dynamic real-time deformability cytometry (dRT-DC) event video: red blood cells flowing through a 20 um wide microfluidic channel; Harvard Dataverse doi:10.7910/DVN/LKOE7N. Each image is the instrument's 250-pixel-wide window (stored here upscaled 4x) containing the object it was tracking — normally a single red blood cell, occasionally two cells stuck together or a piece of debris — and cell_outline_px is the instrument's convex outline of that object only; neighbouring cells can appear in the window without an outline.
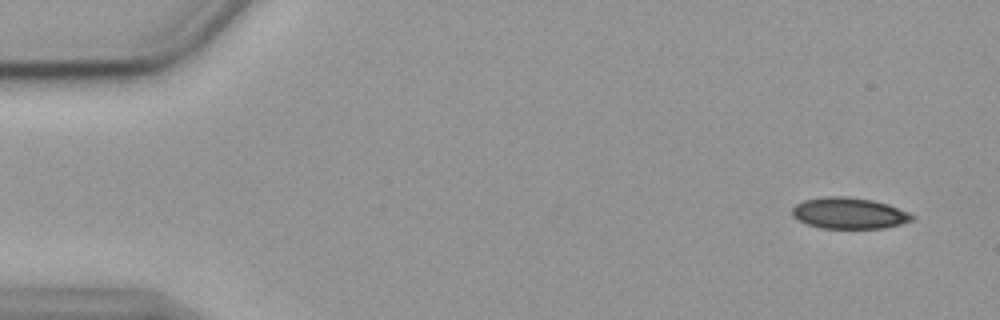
{"species": "common noctule bat (a hibernating species)", "species_latin": "Nyctalus noctula", "temperature_condition": "cold", "stored_images_in_passage": 53, "camera_frame_rate_fps": 3000, "um_per_image_px": 0.085, "animal": {"sex": "female", "body_mass_g": 19.9}, "frame": {"image": 1, "passage_image": 1, "time_ms": 0.0, "image_size_px": [1000, 320], "cell_outline_px": [[916, 216], [912, 220], [900, 224], [884, 228], [820, 228], [808, 224], [792, 216], [792, 208], [796, 204], [804, 200], [824, 196], [844, 196], [872, 200], [888, 204], [908, 212]], "centroid_in_image_um": [72.17, 18.12], "position_along_channel_um": 12.8, "area_um2": 21.73}}
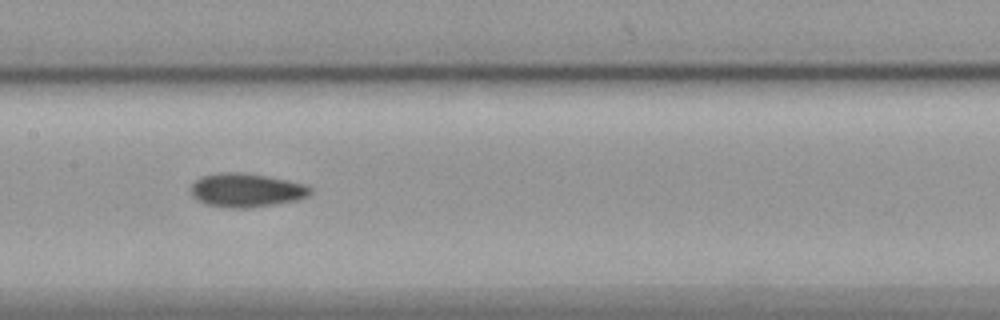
{"frame": {"image": 2, "passage_image": 25, "time_ms": 8.0, "image_size_px": [1000, 320], "cell_outline_px": [[312, 192], [308, 196], [296, 200], [248, 208], [224, 208], [204, 204], [196, 200], [192, 196], [188, 188], [200, 176], [216, 172], [240, 172], [268, 176], [304, 184], [312, 188]], "centroid_in_image_um": [20.86, 16.16], "position_along_channel_um": 186.5, "area_um2": 23.81}}
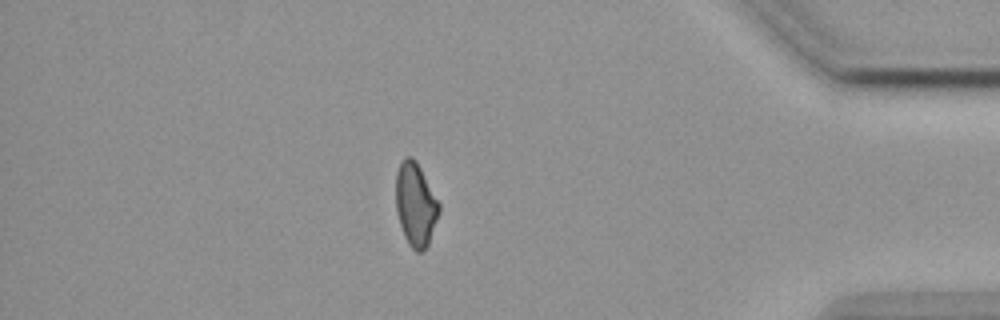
{"frame": {"image": 3, "passage_image": 46, "time_ms": 15.0, "image_size_px": [1000, 320], "cell_outline_px": [[440, 212], [428, 244], [420, 252], [416, 252], [408, 244], [404, 236], [396, 212], [396, 172], [404, 156], [412, 156], [416, 160], [440, 204]], "centroid_in_image_um": [35.32, 17.36], "position_along_channel_um": 399.9, "area_um2": 20.98}}